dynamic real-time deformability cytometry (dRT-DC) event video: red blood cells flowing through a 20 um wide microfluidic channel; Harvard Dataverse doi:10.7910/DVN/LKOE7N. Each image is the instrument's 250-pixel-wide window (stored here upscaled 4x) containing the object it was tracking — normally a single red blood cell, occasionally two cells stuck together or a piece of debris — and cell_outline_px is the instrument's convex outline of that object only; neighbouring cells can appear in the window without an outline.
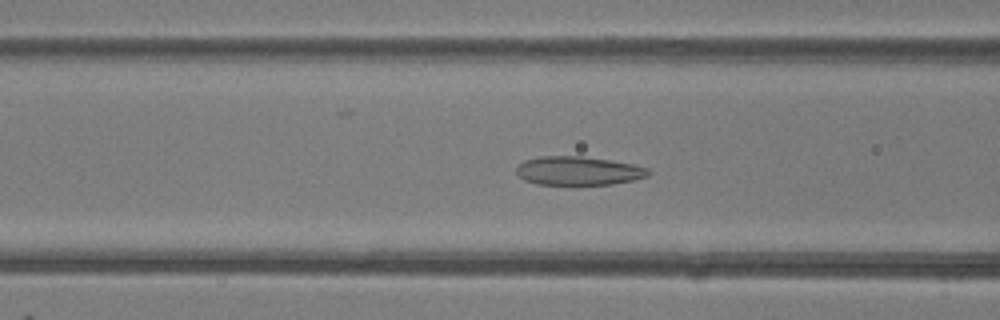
{"species": "common noctule bat (a hibernating species)", "species_latin": "Nyctalus noctula", "temperature_condition": "room temperature", "stored_images_in_passage": 45, "camera_frame_rate_fps": 3000, "um_per_image_px": 0.085, "animal": {"sex": "female"}, "frame": {"image": 1, "passage_image": 15, "time_ms": 4.667, "image_size_px": [1000, 320], "cell_outline_px": [[652, 172], [648, 176], [632, 180], [612, 184], [572, 188], [536, 184], [524, 180], [516, 172], [516, 168], [524, 160], [540, 156], [580, 156], [608, 160], [632, 164], [648, 168]], "centroid_in_image_um": [49.13, 14.57], "position_along_channel_um": 117.5, "area_um2": 23.0}}
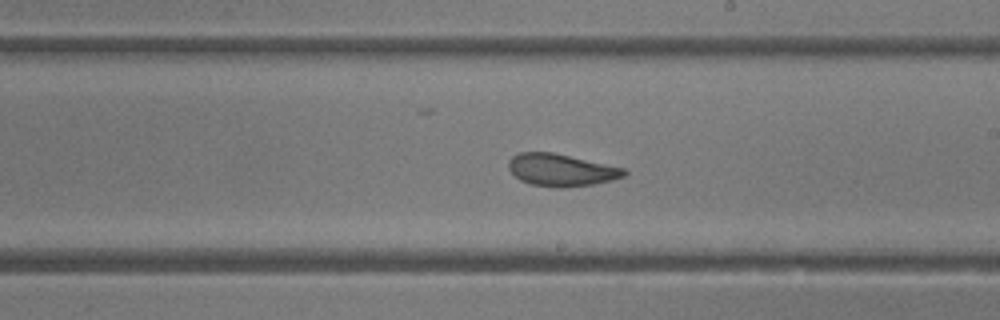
{"frame": {"image": 2, "passage_image": 24, "time_ms": 7.667, "image_size_px": [1000, 320], "cell_outline_px": [[628, 172], [624, 176], [612, 180], [592, 184], [560, 188], [556, 188], [532, 184], [520, 180], [508, 168], [508, 160], [512, 156], [520, 152], [552, 152], [624, 168]], "centroid_in_image_um": [47.68, 14.45], "position_along_channel_um": 241.3, "area_um2": 21.56}}
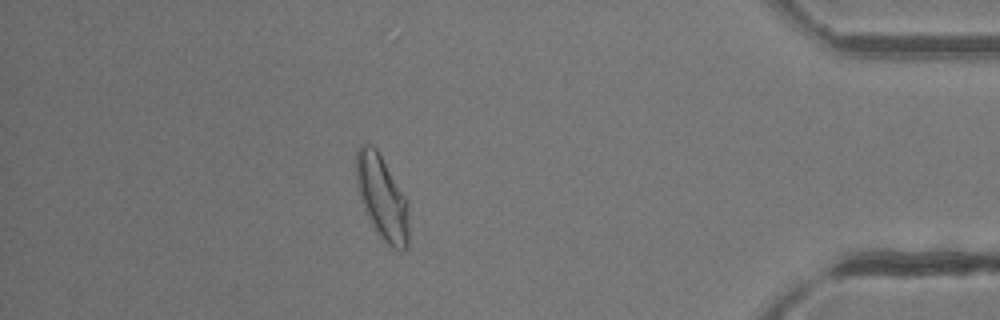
{"frame": {"image": 3, "passage_image": 39, "time_ms": 12.667, "image_size_px": [1000, 320], "cell_outline_px": [[408, 248], [392, 248], [376, 232], [372, 224], [364, 204], [356, 180], [356, 148], [360, 144], [372, 144], [376, 148], [408, 200]], "centroid_in_image_um": [32.49, 16.74], "position_along_channel_um": 402.7, "area_um2": 25.32}, "authors_computed_cell_mechanics": {"area_um2": 23.4668, "velocity_mm_per_s": 4.1342, "shape_relaxation_time_tau1_ms": null, "shape_relaxation_time_tau2_ms": 1.9087, "deformation_change_tau1": null, "deformation_change_tau2": 0.0859}}